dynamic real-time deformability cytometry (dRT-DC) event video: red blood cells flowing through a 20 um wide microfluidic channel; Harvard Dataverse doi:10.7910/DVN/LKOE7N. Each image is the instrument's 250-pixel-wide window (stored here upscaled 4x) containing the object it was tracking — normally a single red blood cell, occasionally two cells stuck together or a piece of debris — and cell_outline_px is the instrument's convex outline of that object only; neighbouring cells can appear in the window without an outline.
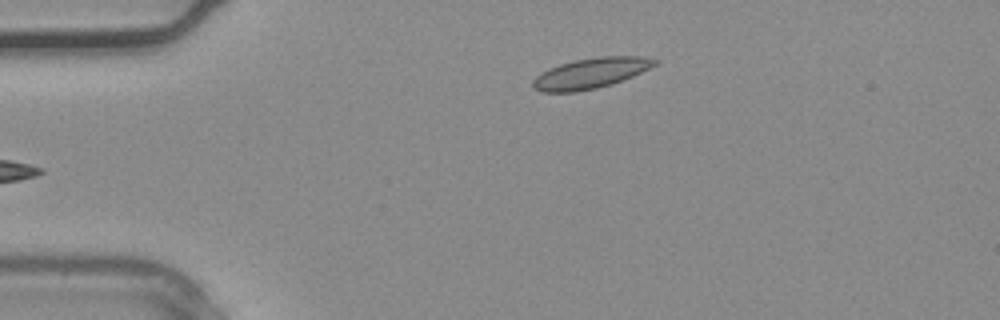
{"species": "common noctule bat (a hibernating species)", "species_latin": "Nyctalus noctula", "temperature_condition": "warm", "stored_images_in_passage": 26, "camera_frame_rate_fps": 3000, "um_per_image_px": 0.085, "animal": {"sex": "male", "body_mass_g": 20.4}, "frame": {"image": 1, "passage_image": 1, "time_ms": 0.0, "image_size_px": [1000, 320], "cell_outline_px": [[660, 60], [656, 64], [632, 76], [612, 84], [596, 88], [576, 92], [544, 92], [532, 88], [532, 80], [540, 72], [548, 68], [560, 64], [576, 60], [600, 56], [644, 56]], "centroid_in_image_um": [50.18, 6.22], "position_along_channel_um": 34.8, "area_um2": 21.62}}
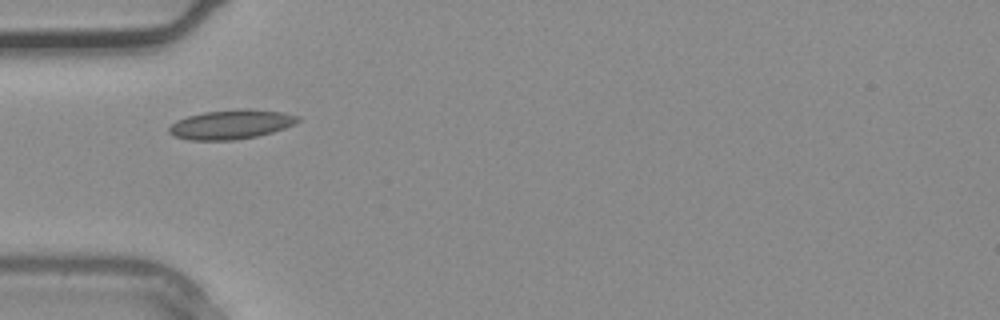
{"frame": {"image": 2, "passage_image": 5, "time_ms": 1.333, "image_size_px": [1000, 320], "cell_outline_px": [[300, 120], [284, 128], [272, 132], [256, 136], [236, 140], [188, 140], [172, 136], [168, 132], [168, 128], [176, 120], [188, 116], [204, 112], [240, 108], [244, 108], [280, 112], [300, 116]], "centroid_in_image_um": [19.6, 10.58], "position_along_channel_um": 65.4, "area_um2": 22.02}}